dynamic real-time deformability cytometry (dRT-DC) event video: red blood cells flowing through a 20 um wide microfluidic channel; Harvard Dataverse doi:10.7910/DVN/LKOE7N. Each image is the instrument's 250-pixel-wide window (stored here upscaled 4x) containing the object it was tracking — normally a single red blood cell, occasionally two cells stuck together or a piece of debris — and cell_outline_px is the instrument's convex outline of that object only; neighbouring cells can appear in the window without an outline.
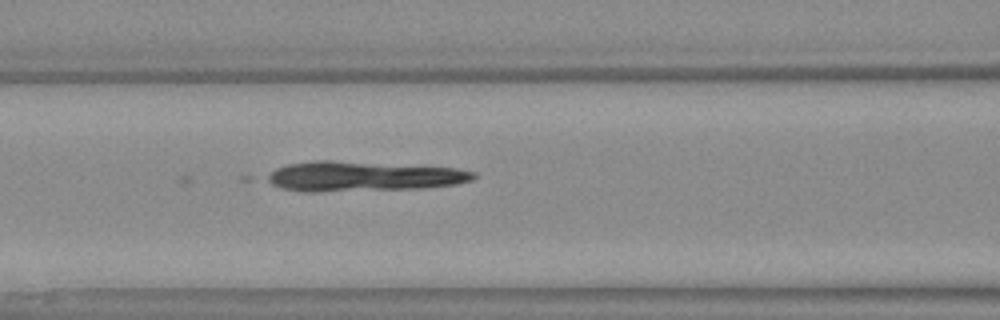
{"species": "Egyptian fruit bat (a non-hibernating species)", "species_latin": "Rousettus aegyptiacus", "temperature_condition": "warm", "stored_images_in_passage": 28, "camera_frame_rate_fps": 3000, "um_per_image_px": 0.085, "animal": {"sex": "female"}, "frame": {"image": 1, "passage_image": 9, "time_ms": 2.667, "image_size_px": [1000, 320], "cell_outline_px": [[476, 176], [472, 180], [456, 184], [420, 188], [316, 192], [308, 192], [284, 188], [272, 184], [264, 180], [264, 176], [276, 168], [288, 164], [312, 160], [332, 160], [456, 168], [476, 172]], "centroid_in_image_um": [30.81, 14.98], "position_along_channel_um": 135.8, "area_um2": 36.01}}
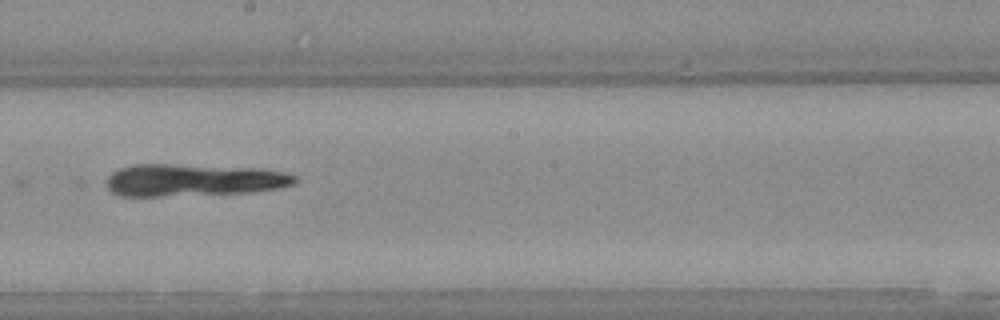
{"frame": {"image": 2, "passage_image": 16, "time_ms": 5.0, "image_size_px": [1000, 320], "cell_outline_px": [[300, 180], [292, 184], [276, 188], [252, 192], [156, 196], [120, 196], [112, 192], [108, 188], [108, 176], [112, 172], [120, 168], [132, 164], [172, 164], [260, 168], [284, 172], [296, 176]], "centroid_in_image_um": [16.44, 15.29], "position_along_channel_um": 231.8, "area_um2": 35.32}}
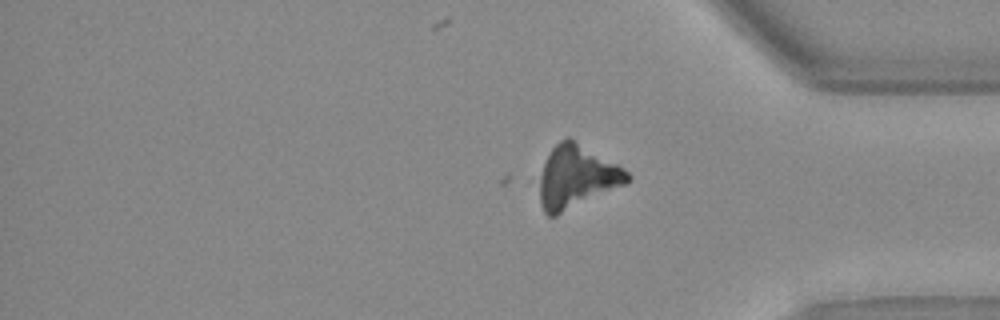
{"frame": {"image": 3, "passage_image": 28, "time_ms": 9.0, "image_size_px": [1000, 320], "cell_outline_px": [[632, 180], [624, 184], [556, 216], [548, 216], [544, 212], [540, 204], [540, 176], [544, 164], [552, 148], [560, 140], [568, 136], [624, 168], [632, 176]], "centroid_in_image_um": [49.01, 15.03], "position_along_channel_um": 386.2, "area_um2": 31.79}}